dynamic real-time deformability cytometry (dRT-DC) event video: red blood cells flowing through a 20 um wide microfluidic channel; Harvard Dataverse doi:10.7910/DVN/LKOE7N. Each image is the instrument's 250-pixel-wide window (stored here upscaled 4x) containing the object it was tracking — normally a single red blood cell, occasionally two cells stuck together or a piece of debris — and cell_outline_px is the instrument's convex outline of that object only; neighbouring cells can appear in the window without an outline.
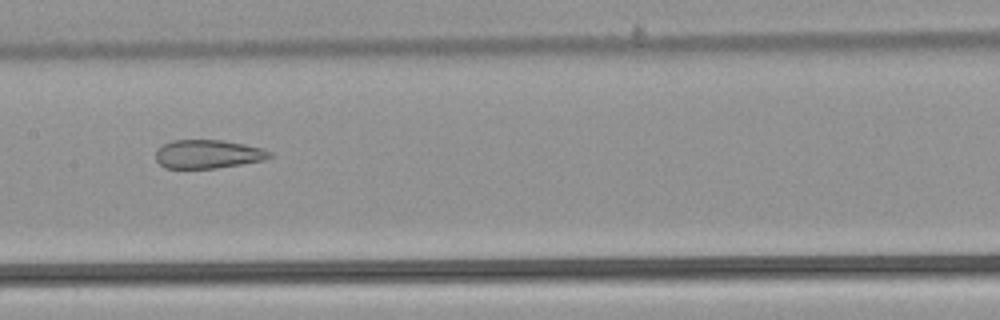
{"species": "common noctule bat (a hibernating species)", "species_latin": "Nyctalus noctula", "temperature_condition": "warm", "stored_images_in_passage": 46, "camera_frame_rate_fps": 3000, "um_per_image_px": 0.085, "animal": {"sex": "male", "body_mass_g": 21.5, "forearm_length_mm": 52.0}, "frame": {"image": 1, "passage_image": 20, "time_ms": 6.333, "image_size_px": [1000, 320], "cell_outline_px": [[272, 156], [264, 160], [216, 168], [164, 168], [156, 160], [156, 152], [164, 144], [172, 140], [224, 140], [264, 148], [272, 152]], "centroid_in_image_um": [17.7, 13.09], "position_along_channel_um": 189.7, "area_um2": 18.96}}
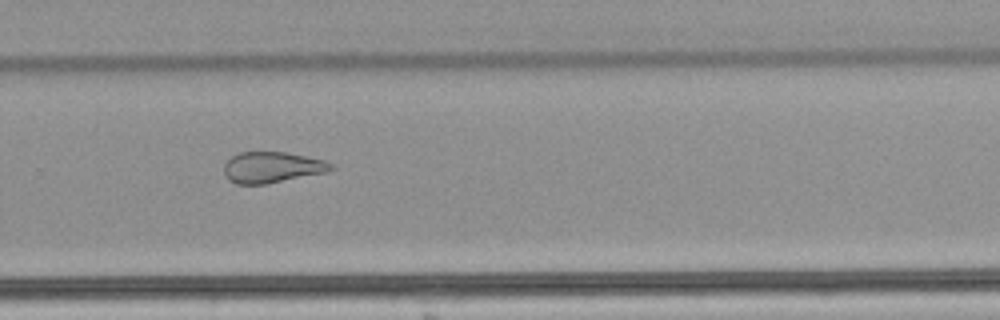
{"frame": {"image": 2, "passage_image": 29, "time_ms": 9.333, "image_size_px": [1000, 320], "cell_outline_px": [[336, 168], [324, 172], [268, 184], [236, 184], [228, 180], [224, 172], [224, 164], [232, 156], [240, 152], [284, 152], [324, 160], [332, 164]], "centroid_in_image_um": [23.09, 14.23], "position_along_channel_um": 306.7, "area_um2": 19.19}}
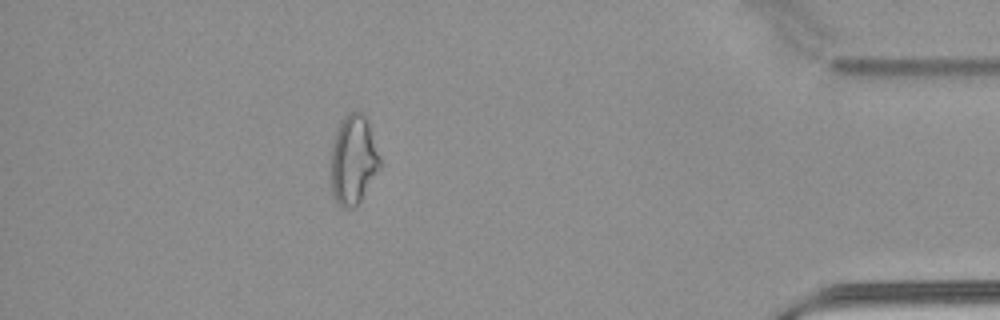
{"frame": {"image": 3, "passage_image": 40, "time_ms": 13.0, "image_size_px": [1000, 320], "cell_outline_px": [[380, 168], [356, 208], [340, 208], [336, 204], [332, 192], [328, 176], [332, 148], [336, 128], [340, 120], [348, 112], [360, 112], [368, 120], [380, 160]], "centroid_in_image_um": [29.98, 13.63], "position_along_channel_um": 405.2, "area_um2": 26.13}, "authors_computed_cell_mechanics": {"area_um2": 24.0737, "velocity_mm_per_s": 3.9181, "shape_relaxation_time_tau1_ms": null, "shape_relaxation_time_tau2_ms": 2.1301, "deformation_change_tau1": null, "deformation_change_tau2": 0.1051}}